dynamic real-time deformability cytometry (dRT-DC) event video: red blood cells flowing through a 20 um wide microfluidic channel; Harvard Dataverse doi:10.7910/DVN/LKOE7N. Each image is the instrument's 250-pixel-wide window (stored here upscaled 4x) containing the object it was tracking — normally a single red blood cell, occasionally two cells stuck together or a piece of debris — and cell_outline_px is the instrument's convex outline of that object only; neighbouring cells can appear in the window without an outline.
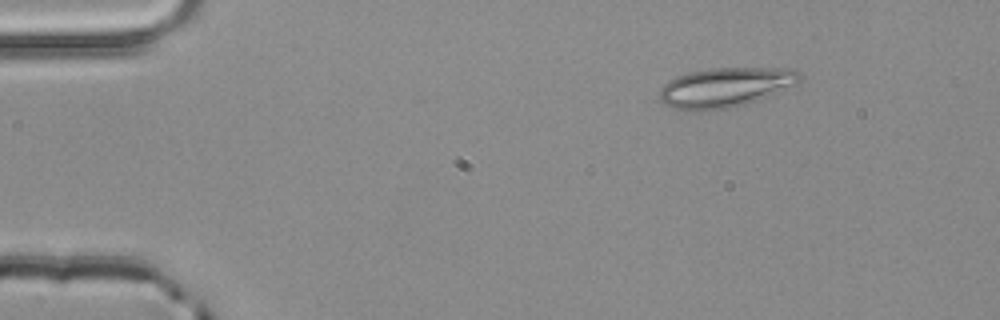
{"species": "common noctule bat (a hibernating species)", "species_latin": "Nyctalus noctula", "temperature_condition": "room temperature", "stored_images_in_passage": 3, "camera_frame_rate_fps": 3000, "um_per_image_px": 0.085, "animal": {"sex": "male", "body_mass_g": 20.4}, "frame": {"image": 1, "passage_image": 1, "time_ms": 0.0, "image_size_px": [1000, 320], "cell_outline_px": [[804, 76], [796, 84], [768, 96], [748, 104], [728, 108], [700, 112], [692, 112], [672, 108], [664, 104], [660, 100], [660, 88], [668, 80], [688, 72], [712, 68], [792, 68], [800, 72]], "centroid_in_image_um": [61.64, 7.44], "position_along_channel_um": 23.4, "area_um2": 32.83}}